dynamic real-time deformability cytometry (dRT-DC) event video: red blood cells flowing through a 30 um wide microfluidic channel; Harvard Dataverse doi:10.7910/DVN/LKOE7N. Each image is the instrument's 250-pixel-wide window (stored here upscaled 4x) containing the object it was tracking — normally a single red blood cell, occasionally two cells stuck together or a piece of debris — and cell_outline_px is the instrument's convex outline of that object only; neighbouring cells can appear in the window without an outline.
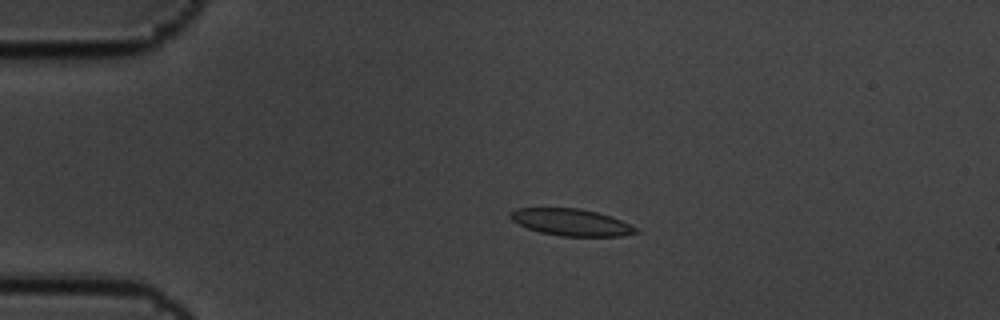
{"species": "common noctule bat (a hibernating species)", "species_latin": "Nyctalus noctula", "temperature_condition": "cold", "stored_images_in_passage": 5, "camera_frame_rate_fps": 3000, "um_per_image_px": 0.085, "animal": {"sex": "male", "body_mass_g": 19.5, "forearm_length_mm": 54.6}, "frame": {"image": 1, "passage_image": 4, "time_ms": 1.0, "image_size_px": [1000, 320], "cell_outline_px": [[640, 232], [620, 236], [560, 236], [540, 232], [528, 228], [512, 220], [508, 216], [508, 212], [516, 208], [580, 208], [612, 216], [636, 228]], "centroid_in_image_um": [48.52, 18.88], "position_along_channel_um": 36.5, "area_um2": 19.59}}